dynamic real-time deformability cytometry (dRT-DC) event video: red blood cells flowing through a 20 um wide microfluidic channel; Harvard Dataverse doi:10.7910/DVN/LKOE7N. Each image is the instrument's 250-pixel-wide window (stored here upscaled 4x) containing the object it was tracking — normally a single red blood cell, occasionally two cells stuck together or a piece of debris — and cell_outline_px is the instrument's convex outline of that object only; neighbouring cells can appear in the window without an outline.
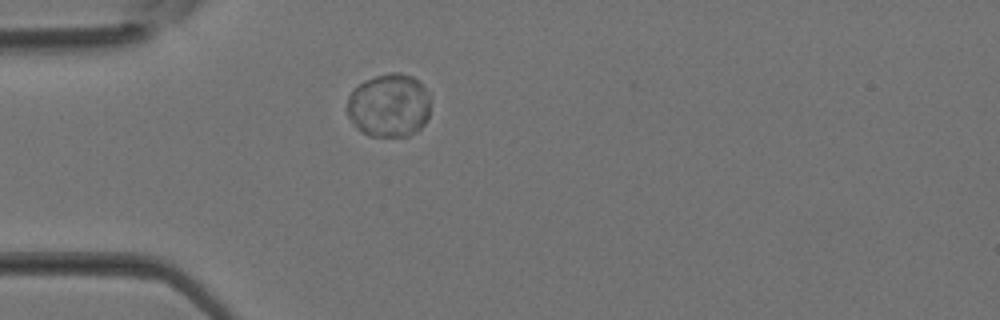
{"species": "Egyptian fruit bat (a non-hibernating species)", "species_latin": "Rousettus aegyptiacus", "temperature_condition": "room temperature", "stored_images_in_passage": 27, "camera_frame_rate_fps": 3000, "um_per_image_px": 0.085, "animal": {"sex": "female"}, "frame": {"image": 1, "passage_image": 1, "time_ms": 0.0, "image_size_px": [1000, 320], "cell_outline_px": [[428, 116], [424, 124], [416, 132], [408, 136], [368, 136], [360, 132], [352, 124], [348, 116], [348, 96], [364, 80], [376, 76], [392, 72], [400, 72], [412, 76], [428, 92]], "centroid_in_image_um": [33.04, 8.98], "position_along_channel_um": 52.0, "area_um2": 30.75}}
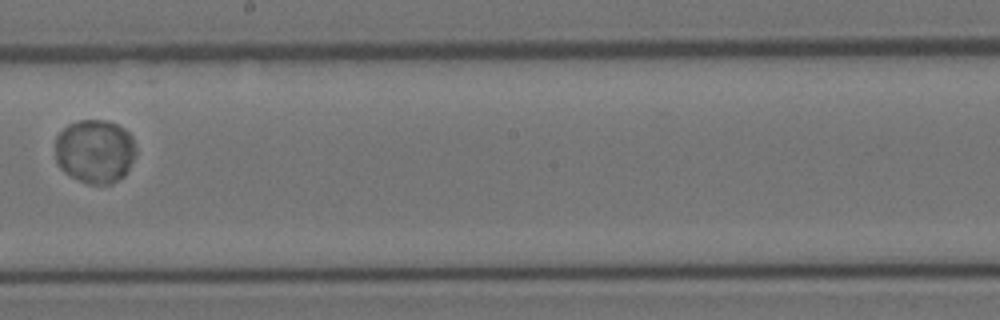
{"frame": {"image": 2, "passage_image": 12, "time_ms": 3.667, "image_size_px": [1000, 320], "cell_outline_px": [[136, 152], [124, 176], [112, 184], [88, 184], [64, 172], [60, 168], [56, 160], [56, 136], [68, 124], [80, 120], [108, 120], [124, 128], [132, 136], [136, 148]], "centroid_in_image_um": [8.07, 12.85], "position_along_channel_um": 240.1, "area_um2": 30.06}}
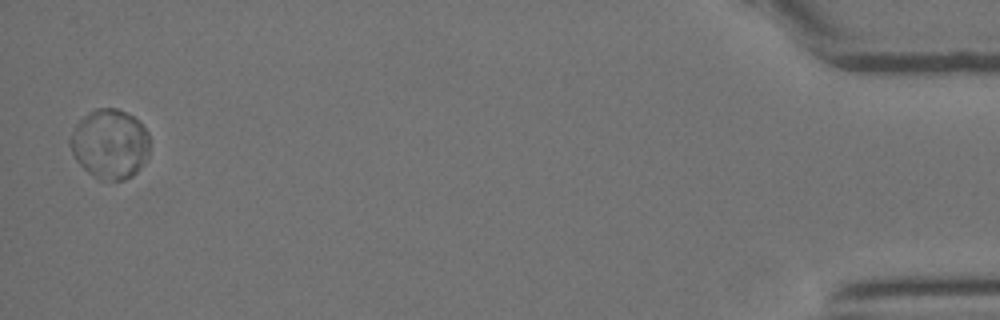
{"frame": {"image": 3, "passage_image": 27, "time_ms": 8.667, "image_size_px": [1000, 320], "cell_outline_px": [[148, 160], [132, 176], [124, 180], [100, 180], [88, 172], [76, 160], [72, 152], [72, 136], [76, 124], [84, 116], [96, 108], [116, 108], [132, 116], [148, 132]], "centroid_in_image_um": [9.37, 12.26], "position_along_channel_um": 425.8, "area_um2": 31.79}}